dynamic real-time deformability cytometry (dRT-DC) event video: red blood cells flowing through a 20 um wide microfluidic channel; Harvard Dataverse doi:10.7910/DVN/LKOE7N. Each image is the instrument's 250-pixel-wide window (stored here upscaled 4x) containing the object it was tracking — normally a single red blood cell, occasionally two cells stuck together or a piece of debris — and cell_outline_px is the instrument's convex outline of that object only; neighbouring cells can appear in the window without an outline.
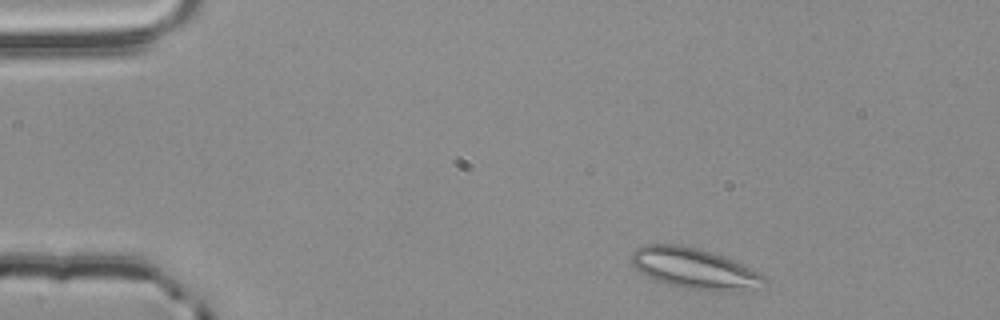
{"species": "common noctule bat (a hibernating species)", "species_latin": "Nyctalus noctula", "temperature_condition": "room temperature", "stored_images_in_passage": 49, "camera_frame_rate_fps": 3000, "um_per_image_px": 0.085, "animal": {"sex": "male", "body_mass_g": 20.4}, "frame": {"image": 1, "passage_image": 3, "time_ms": 0.667, "image_size_px": [1000, 320], "cell_outline_px": [[768, 284], [764, 288], [740, 292], [720, 292], [684, 288], [668, 284], [656, 280], [640, 272], [632, 264], [632, 252], [636, 248], [644, 244], [684, 244], [700, 248], [736, 260], [760, 272], [768, 280]], "centroid_in_image_um": [59.15, 22.84], "position_along_channel_um": 25.9, "area_um2": 32.54}}
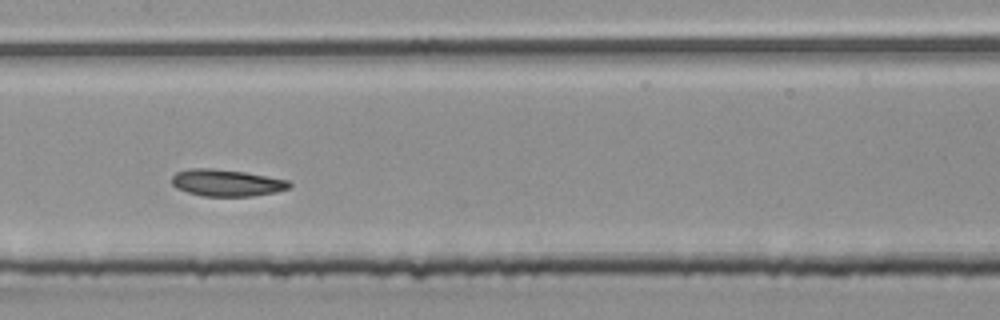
{"frame": {"image": 2, "passage_image": 22, "time_ms": 7.0, "image_size_px": [1000, 320], "cell_outline_px": [[292, 188], [276, 192], [252, 196], [204, 196], [188, 192], [176, 188], [172, 184], [172, 176], [176, 172], [188, 168], [212, 168], [244, 172], [288, 180], [292, 184]], "centroid_in_image_um": [19.27, 15.54], "position_along_channel_um": 188.1, "area_um2": 18.44}}
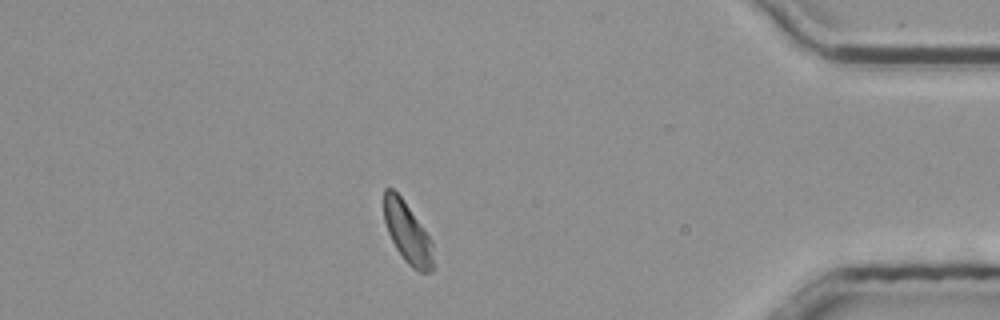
{"frame": {"image": 3, "passage_image": 42, "time_ms": 13.667, "image_size_px": [1000, 320], "cell_outline_px": [[432, 272], [420, 272], [412, 268], [404, 260], [396, 248], [388, 232], [384, 220], [384, 188], [392, 188], [400, 196], [432, 240]], "centroid_in_image_um": [34.62, 19.79], "position_along_channel_um": 400.6, "area_um2": 17.17}, "authors_computed_cell_mechanics": {"area_um2": 18.496, "velocity_mm_per_s": 3.808, "shape_relaxation_time_tau1_ms": 2.9726, "shape_relaxation_time_tau2_ms": 2.3274, "deformation_change_tau1": 0.0863, "deformation_change_tau2": 0.0684}}